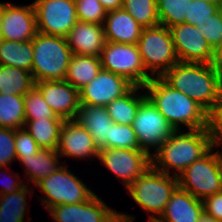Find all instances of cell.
Segmentation results:
<instances>
[{"instance_id":"cell-37","label":"cell","mask_w":222,"mask_h":222,"mask_svg":"<svg viewBox=\"0 0 222 222\" xmlns=\"http://www.w3.org/2000/svg\"><path fill=\"white\" fill-rule=\"evenodd\" d=\"M218 11V2L203 0H189L187 16L184 23L196 26V24L209 19Z\"/></svg>"},{"instance_id":"cell-11","label":"cell","mask_w":222,"mask_h":222,"mask_svg":"<svg viewBox=\"0 0 222 222\" xmlns=\"http://www.w3.org/2000/svg\"><path fill=\"white\" fill-rule=\"evenodd\" d=\"M132 128L140 149L151 156L176 131L148 98L140 104Z\"/></svg>"},{"instance_id":"cell-13","label":"cell","mask_w":222,"mask_h":222,"mask_svg":"<svg viewBox=\"0 0 222 222\" xmlns=\"http://www.w3.org/2000/svg\"><path fill=\"white\" fill-rule=\"evenodd\" d=\"M37 31L66 38L78 22L75 0H35Z\"/></svg>"},{"instance_id":"cell-48","label":"cell","mask_w":222,"mask_h":222,"mask_svg":"<svg viewBox=\"0 0 222 222\" xmlns=\"http://www.w3.org/2000/svg\"><path fill=\"white\" fill-rule=\"evenodd\" d=\"M218 10H219V12H220L221 15H222V0H220V1L218 2Z\"/></svg>"},{"instance_id":"cell-50","label":"cell","mask_w":222,"mask_h":222,"mask_svg":"<svg viewBox=\"0 0 222 222\" xmlns=\"http://www.w3.org/2000/svg\"><path fill=\"white\" fill-rule=\"evenodd\" d=\"M148 222H160V221L158 219L157 220H154V219L153 220H149L148 219Z\"/></svg>"},{"instance_id":"cell-22","label":"cell","mask_w":222,"mask_h":222,"mask_svg":"<svg viewBox=\"0 0 222 222\" xmlns=\"http://www.w3.org/2000/svg\"><path fill=\"white\" fill-rule=\"evenodd\" d=\"M76 121H78L93 137L99 149L106 147L112 121L104 106L80 105Z\"/></svg>"},{"instance_id":"cell-29","label":"cell","mask_w":222,"mask_h":222,"mask_svg":"<svg viewBox=\"0 0 222 222\" xmlns=\"http://www.w3.org/2000/svg\"><path fill=\"white\" fill-rule=\"evenodd\" d=\"M35 86L31 72L0 65V94L25 95Z\"/></svg>"},{"instance_id":"cell-19","label":"cell","mask_w":222,"mask_h":222,"mask_svg":"<svg viewBox=\"0 0 222 222\" xmlns=\"http://www.w3.org/2000/svg\"><path fill=\"white\" fill-rule=\"evenodd\" d=\"M72 54L100 57L105 44L103 25L78 21L66 37Z\"/></svg>"},{"instance_id":"cell-32","label":"cell","mask_w":222,"mask_h":222,"mask_svg":"<svg viewBox=\"0 0 222 222\" xmlns=\"http://www.w3.org/2000/svg\"><path fill=\"white\" fill-rule=\"evenodd\" d=\"M160 25L167 28L184 23L189 0H156Z\"/></svg>"},{"instance_id":"cell-41","label":"cell","mask_w":222,"mask_h":222,"mask_svg":"<svg viewBox=\"0 0 222 222\" xmlns=\"http://www.w3.org/2000/svg\"><path fill=\"white\" fill-rule=\"evenodd\" d=\"M204 212L222 222V192H217L203 200Z\"/></svg>"},{"instance_id":"cell-7","label":"cell","mask_w":222,"mask_h":222,"mask_svg":"<svg viewBox=\"0 0 222 222\" xmlns=\"http://www.w3.org/2000/svg\"><path fill=\"white\" fill-rule=\"evenodd\" d=\"M66 166L67 163L34 186L44 193L38 198L46 210L55 205L82 203L96 194Z\"/></svg>"},{"instance_id":"cell-25","label":"cell","mask_w":222,"mask_h":222,"mask_svg":"<svg viewBox=\"0 0 222 222\" xmlns=\"http://www.w3.org/2000/svg\"><path fill=\"white\" fill-rule=\"evenodd\" d=\"M101 69L100 57L74 54L71 57L64 80L80 90L91 82Z\"/></svg>"},{"instance_id":"cell-18","label":"cell","mask_w":222,"mask_h":222,"mask_svg":"<svg viewBox=\"0 0 222 222\" xmlns=\"http://www.w3.org/2000/svg\"><path fill=\"white\" fill-rule=\"evenodd\" d=\"M35 86L43 99L64 120H75L80 108L79 90L66 80L39 81Z\"/></svg>"},{"instance_id":"cell-6","label":"cell","mask_w":222,"mask_h":222,"mask_svg":"<svg viewBox=\"0 0 222 222\" xmlns=\"http://www.w3.org/2000/svg\"><path fill=\"white\" fill-rule=\"evenodd\" d=\"M138 51L146 72L153 77H162L179 62L169 28L164 25L143 28Z\"/></svg>"},{"instance_id":"cell-46","label":"cell","mask_w":222,"mask_h":222,"mask_svg":"<svg viewBox=\"0 0 222 222\" xmlns=\"http://www.w3.org/2000/svg\"><path fill=\"white\" fill-rule=\"evenodd\" d=\"M198 222H220V221H217L212 216H209L205 212H203V214L200 216V219Z\"/></svg>"},{"instance_id":"cell-49","label":"cell","mask_w":222,"mask_h":222,"mask_svg":"<svg viewBox=\"0 0 222 222\" xmlns=\"http://www.w3.org/2000/svg\"><path fill=\"white\" fill-rule=\"evenodd\" d=\"M203 1L219 2L220 0H203Z\"/></svg>"},{"instance_id":"cell-28","label":"cell","mask_w":222,"mask_h":222,"mask_svg":"<svg viewBox=\"0 0 222 222\" xmlns=\"http://www.w3.org/2000/svg\"><path fill=\"white\" fill-rule=\"evenodd\" d=\"M25 184L18 191L0 195V222H24L28 210V196L33 194V187L29 190Z\"/></svg>"},{"instance_id":"cell-3","label":"cell","mask_w":222,"mask_h":222,"mask_svg":"<svg viewBox=\"0 0 222 222\" xmlns=\"http://www.w3.org/2000/svg\"><path fill=\"white\" fill-rule=\"evenodd\" d=\"M211 149L208 128L198 130H176L151 156L152 167L160 172L178 176L189 165L200 159Z\"/></svg>"},{"instance_id":"cell-5","label":"cell","mask_w":222,"mask_h":222,"mask_svg":"<svg viewBox=\"0 0 222 222\" xmlns=\"http://www.w3.org/2000/svg\"><path fill=\"white\" fill-rule=\"evenodd\" d=\"M177 187L176 176L157 171L151 166L126 190L133 201L149 214V220H157L165 211L166 204Z\"/></svg>"},{"instance_id":"cell-23","label":"cell","mask_w":222,"mask_h":222,"mask_svg":"<svg viewBox=\"0 0 222 222\" xmlns=\"http://www.w3.org/2000/svg\"><path fill=\"white\" fill-rule=\"evenodd\" d=\"M61 156L56 150L41 148L37 154L30 157H23L19 163L25 167V177L29 180L24 181L25 184L31 181L32 186H35L39 181L57 171L63 166V162H60Z\"/></svg>"},{"instance_id":"cell-24","label":"cell","mask_w":222,"mask_h":222,"mask_svg":"<svg viewBox=\"0 0 222 222\" xmlns=\"http://www.w3.org/2000/svg\"><path fill=\"white\" fill-rule=\"evenodd\" d=\"M141 86H134L127 94L114 99L107 106L112 121L117 124L132 125L140 104L147 98ZM138 92V93H137ZM139 94V95H138Z\"/></svg>"},{"instance_id":"cell-34","label":"cell","mask_w":222,"mask_h":222,"mask_svg":"<svg viewBox=\"0 0 222 222\" xmlns=\"http://www.w3.org/2000/svg\"><path fill=\"white\" fill-rule=\"evenodd\" d=\"M105 148L140 149L132 125L113 123L110 125L109 137Z\"/></svg>"},{"instance_id":"cell-33","label":"cell","mask_w":222,"mask_h":222,"mask_svg":"<svg viewBox=\"0 0 222 222\" xmlns=\"http://www.w3.org/2000/svg\"><path fill=\"white\" fill-rule=\"evenodd\" d=\"M24 107L25 120L62 119L46 103L36 86L24 95Z\"/></svg>"},{"instance_id":"cell-45","label":"cell","mask_w":222,"mask_h":222,"mask_svg":"<svg viewBox=\"0 0 222 222\" xmlns=\"http://www.w3.org/2000/svg\"><path fill=\"white\" fill-rule=\"evenodd\" d=\"M213 64L219 69H222V44L215 50V58Z\"/></svg>"},{"instance_id":"cell-31","label":"cell","mask_w":222,"mask_h":222,"mask_svg":"<svg viewBox=\"0 0 222 222\" xmlns=\"http://www.w3.org/2000/svg\"><path fill=\"white\" fill-rule=\"evenodd\" d=\"M121 8L127 11L143 28L160 24L156 0H123Z\"/></svg>"},{"instance_id":"cell-42","label":"cell","mask_w":222,"mask_h":222,"mask_svg":"<svg viewBox=\"0 0 222 222\" xmlns=\"http://www.w3.org/2000/svg\"><path fill=\"white\" fill-rule=\"evenodd\" d=\"M7 173H8V175H6ZM13 173H16V172H12V170L10 172V169H8V167H7V169H6V167H3V168L0 167V174L9 176V180H10V181H8V179H5L6 181L3 180L4 186H2V188L0 190V195L9 194V193L18 191L19 189H21L25 185V182H24L25 180L24 179L21 180L19 173H16V174H13Z\"/></svg>"},{"instance_id":"cell-39","label":"cell","mask_w":222,"mask_h":222,"mask_svg":"<svg viewBox=\"0 0 222 222\" xmlns=\"http://www.w3.org/2000/svg\"><path fill=\"white\" fill-rule=\"evenodd\" d=\"M15 149L17 161L23 157L34 156L41 149L25 128L15 130Z\"/></svg>"},{"instance_id":"cell-21","label":"cell","mask_w":222,"mask_h":222,"mask_svg":"<svg viewBox=\"0 0 222 222\" xmlns=\"http://www.w3.org/2000/svg\"><path fill=\"white\" fill-rule=\"evenodd\" d=\"M105 41L137 44L143 27L124 9L107 12L103 23Z\"/></svg>"},{"instance_id":"cell-9","label":"cell","mask_w":222,"mask_h":222,"mask_svg":"<svg viewBox=\"0 0 222 222\" xmlns=\"http://www.w3.org/2000/svg\"><path fill=\"white\" fill-rule=\"evenodd\" d=\"M102 69L125 77L143 87L152 77L146 72L136 44L106 41L101 56Z\"/></svg>"},{"instance_id":"cell-16","label":"cell","mask_w":222,"mask_h":222,"mask_svg":"<svg viewBox=\"0 0 222 222\" xmlns=\"http://www.w3.org/2000/svg\"><path fill=\"white\" fill-rule=\"evenodd\" d=\"M37 33L33 3L18 6L6 1L0 39L24 42L32 40Z\"/></svg>"},{"instance_id":"cell-43","label":"cell","mask_w":222,"mask_h":222,"mask_svg":"<svg viewBox=\"0 0 222 222\" xmlns=\"http://www.w3.org/2000/svg\"><path fill=\"white\" fill-rule=\"evenodd\" d=\"M107 12L120 9L123 0H99Z\"/></svg>"},{"instance_id":"cell-1","label":"cell","mask_w":222,"mask_h":222,"mask_svg":"<svg viewBox=\"0 0 222 222\" xmlns=\"http://www.w3.org/2000/svg\"><path fill=\"white\" fill-rule=\"evenodd\" d=\"M161 78L208 113L222 99L221 70L214 64L178 62Z\"/></svg>"},{"instance_id":"cell-10","label":"cell","mask_w":222,"mask_h":222,"mask_svg":"<svg viewBox=\"0 0 222 222\" xmlns=\"http://www.w3.org/2000/svg\"><path fill=\"white\" fill-rule=\"evenodd\" d=\"M54 222H133L135 216L119 213L108 206L97 194L78 204H62L49 208Z\"/></svg>"},{"instance_id":"cell-47","label":"cell","mask_w":222,"mask_h":222,"mask_svg":"<svg viewBox=\"0 0 222 222\" xmlns=\"http://www.w3.org/2000/svg\"><path fill=\"white\" fill-rule=\"evenodd\" d=\"M4 9H5V2L4 3L0 2V30H1L2 17H3V14H4Z\"/></svg>"},{"instance_id":"cell-40","label":"cell","mask_w":222,"mask_h":222,"mask_svg":"<svg viewBox=\"0 0 222 222\" xmlns=\"http://www.w3.org/2000/svg\"><path fill=\"white\" fill-rule=\"evenodd\" d=\"M208 129L211 141H222V99L209 112Z\"/></svg>"},{"instance_id":"cell-26","label":"cell","mask_w":222,"mask_h":222,"mask_svg":"<svg viewBox=\"0 0 222 222\" xmlns=\"http://www.w3.org/2000/svg\"><path fill=\"white\" fill-rule=\"evenodd\" d=\"M33 45L30 41L0 39V65L24 69L32 74Z\"/></svg>"},{"instance_id":"cell-17","label":"cell","mask_w":222,"mask_h":222,"mask_svg":"<svg viewBox=\"0 0 222 222\" xmlns=\"http://www.w3.org/2000/svg\"><path fill=\"white\" fill-rule=\"evenodd\" d=\"M99 147L92 135L75 120H65L61 126L57 153L62 157L85 160L97 159Z\"/></svg>"},{"instance_id":"cell-4","label":"cell","mask_w":222,"mask_h":222,"mask_svg":"<svg viewBox=\"0 0 222 222\" xmlns=\"http://www.w3.org/2000/svg\"><path fill=\"white\" fill-rule=\"evenodd\" d=\"M34 83L39 81L64 80L72 51L66 38L37 33L32 39Z\"/></svg>"},{"instance_id":"cell-38","label":"cell","mask_w":222,"mask_h":222,"mask_svg":"<svg viewBox=\"0 0 222 222\" xmlns=\"http://www.w3.org/2000/svg\"><path fill=\"white\" fill-rule=\"evenodd\" d=\"M17 161L15 129L0 127V167H9Z\"/></svg>"},{"instance_id":"cell-12","label":"cell","mask_w":222,"mask_h":222,"mask_svg":"<svg viewBox=\"0 0 222 222\" xmlns=\"http://www.w3.org/2000/svg\"><path fill=\"white\" fill-rule=\"evenodd\" d=\"M97 160L122 180L126 189L152 166L151 155L141 149L104 148Z\"/></svg>"},{"instance_id":"cell-2","label":"cell","mask_w":222,"mask_h":222,"mask_svg":"<svg viewBox=\"0 0 222 222\" xmlns=\"http://www.w3.org/2000/svg\"><path fill=\"white\" fill-rule=\"evenodd\" d=\"M146 97L175 128H208L209 113L195 100L175 90L161 77H153L144 86Z\"/></svg>"},{"instance_id":"cell-15","label":"cell","mask_w":222,"mask_h":222,"mask_svg":"<svg viewBox=\"0 0 222 222\" xmlns=\"http://www.w3.org/2000/svg\"><path fill=\"white\" fill-rule=\"evenodd\" d=\"M135 85L125 77L101 69L98 75L79 90L80 105L106 107L127 94Z\"/></svg>"},{"instance_id":"cell-30","label":"cell","mask_w":222,"mask_h":222,"mask_svg":"<svg viewBox=\"0 0 222 222\" xmlns=\"http://www.w3.org/2000/svg\"><path fill=\"white\" fill-rule=\"evenodd\" d=\"M24 125V95L0 94V127L16 130Z\"/></svg>"},{"instance_id":"cell-27","label":"cell","mask_w":222,"mask_h":222,"mask_svg":"<svg viewBox=\"0 0 222 222\" xmlns=\"http://www.w3.org/2000/svg\"><path fill=\"white\" fill-rule=\"evenodd\" d=\"M64 119L25 120L24 128L40 148L57 150Z\"/></svg>"},{"instance_id":"cell-8","label":"cell","mask_w":222,"mask_h":222,"mask_svg":"<svg viewBox=\"0 0 222 222\" xmlns=\"http://www.w3.org/2000/svg\"><path fill=\"white\" fill-rule=\"evenodd\" d=\"M177 178L180 188L202 201L222 192V175L212 149L189 165Z\"/></svg>"},{"instance_id":"cell-36","label":"cell","mask_w":222,"mask_h":222,"mask_svg":"<svg viewBox=\"0 0 222 222\" xmlns=\"http://www.w3.org/2000/svg\"><path fill=\"white\" fill-rule=\"evenodd\" d=\"M196 27L214 51L222 44V15L219 10Z\"/></svg>"},{"instance_id":"cell-14","label":"cell","mask_w":222,"mask_h":222,"mask_svg":"<svg viewBox=\"0 0 222 222\" xmlns=\"http://www.w3.org/2000/svg\"><path fill=\"white\" fill-rule=\"evenodd\" d=\"M169 30L179 62L213 64L215 51L196 26L180 23Z\"/></svg>"},{"instance_id":"cell-44","label":"cell","mask_w":222,"mask_h":222,"mask_svg":"<svg viewBox=\"0 0 222 222\" xmlns=\"http://www.w3.org/2000/svg\"><path fill=\"white\" fill-rule=\"evenodd\" d=\"M219 148L222 149V141H211V149L214 151V154L217 158L220 172L222 175V150ZM215 149H218V150L215 152ZM220 150H221V152H220Z\"/></svg>"},{"instance_id":"cell-20","label":"cell","mask_w":222,"mask_h":222,"mask_svg":"<svg viewBox=\"0 0 222 222\" xmlns=\"http://www.w3.org/2000/svg\"><path fill=\"white\" fill-rule=\"evenodd\" d=\"M203 212V201L178 186L158 220L160 222H198Z\"/></svg>"},{"instance_id":"cell-35","label":"cell","mask_w":222,"mask_h":222,"mask_svg":"<svg viewBox=\"0 0 222 222\" xmlns=\"http://www.w3.org/2000/svg\"><path fill=\"white\" fill-rule=\"evenodd\" d=\"M78 21L103 25L107 11L99 0H75Z\"/></svg>"}]
</instances>
